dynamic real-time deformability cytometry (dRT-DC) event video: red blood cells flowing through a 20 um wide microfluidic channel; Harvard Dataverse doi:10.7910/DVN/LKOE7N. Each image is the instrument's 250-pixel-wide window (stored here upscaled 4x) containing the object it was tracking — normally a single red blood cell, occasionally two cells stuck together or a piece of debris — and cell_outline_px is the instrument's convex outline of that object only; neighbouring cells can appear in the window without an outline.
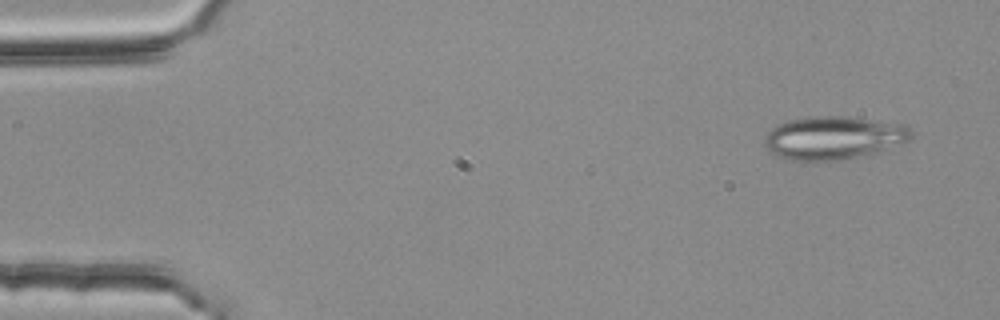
{"species": "common noctule bat (a hibernating species)", "species_latin": "Nyctalus noctula", "temperature_condition": "room temperature", "stored_images_in_passage": 54, "camera_frame_rate_fps": 3000, "um_per_image_px": 0.085, "animal": {"sex": "female", "body_mass_g": 25.1}, "frame": {"image": 1, "passage_image": 4, "time_ms": 1.0, "image_size_px": [1000, 320], "cell_outline_px": [[912, 136], [908, 140], [880, 152], [840, 160], [788, 160], [776, 156], [764, 144], [764, 136], [776, 124], [792, 120], [812, 116], [848, 116], [904, 124], [912, 132]], "centroid_in_image_um": [70.85, 11.71], "position_along_channel_um": 14.2, "area_um2": 36.88}}
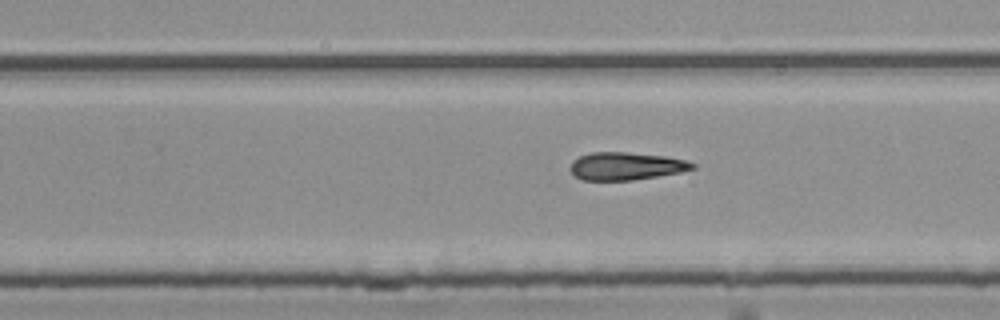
{"frame": {"image": 2, "passage_image": 34, "time_ms": 11.0, "image_size_px": [1000, 320], "cell_outline_px": [[696, 168], [680, 172], [632, 180], [584, 180], [576, 176], [572, 172], [572, 160], [580, 156], [592, 152], [628, 152], [664, 156], [684, 160], [696, 164]], "centroid_in_image_um": [53.22, 14.11], "position_along_channel_um": 276.6, "area_um2": 19.48}}
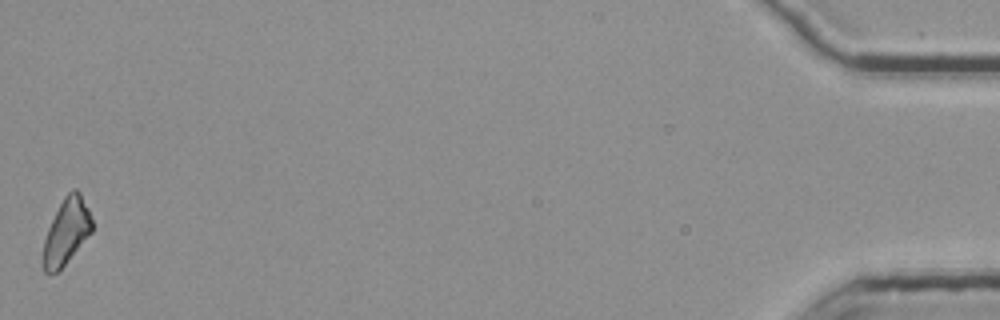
{"frame": {"image": 3, "passage_image": 54, "time_ms": 17.667, "image_size_px": [1000, 320], "cell_outline_px": [[92, 232], [64, 264], [56, 272], [44, 272], [40, 260], [44, 240], [48, 228], [64, 196], [72, 188], [76, 188], [80, 192], [88, 208], [92, 220]], "centroid_in_image_um": [5.62, 19.67], "position_along_channel_um": 429.6, "area_um2": 18.67}}